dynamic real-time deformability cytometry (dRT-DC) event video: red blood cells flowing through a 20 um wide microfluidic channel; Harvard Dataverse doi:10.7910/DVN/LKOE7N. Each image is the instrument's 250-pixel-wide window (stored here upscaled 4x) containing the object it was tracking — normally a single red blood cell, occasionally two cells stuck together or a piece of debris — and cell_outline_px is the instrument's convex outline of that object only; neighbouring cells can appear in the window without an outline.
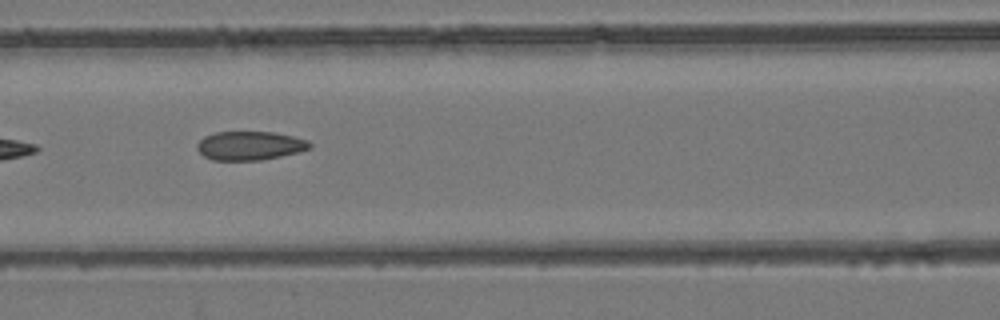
{"species": "common noctule bat (a hibernating species)", "species_latin": "Nyctalus noctula", "temperature_condition": "room temperature", "stored_images_in_passage": 10, "camera_frame_rate_fps": 3000, "um_per_image_px": 0.085, "animal": {"sex": "female", "body_mass_g": 24.6, "forearm_length_mm": 56.2}, "frame": {"image": 1, "passage_image": 7, "time_ms": 2.0, "image_size_px": [1000, 320], "cell_outline_px": [[312, 148], [300, 152], [260, 160], [212, 160], [204, 156], [196, 148], [196, 144], [204, 136], [216, 132], [272, 132], [292, 136], [308, 140], [312, 144]], "centroid_in_image_um": [21.24, 12.38], "position_along_channel_um": 145.4, "area_um2": 18.96}}
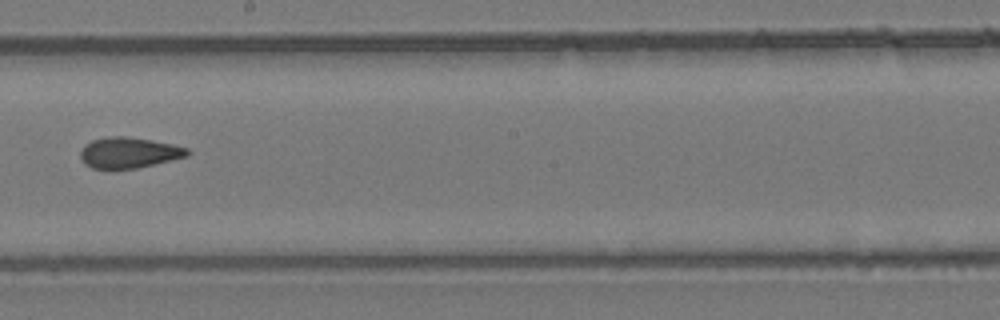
{"frame": {"image": 2, "passage_image": 9, "time_ms": 2.667, "image_size_px": [1000, 320], "cell_outline_px": [[192, 152], [188, 156], [136, 168], [92, 168], [84, 164], [80, 156], [80, 152], [84, 144], [92, 140], [108, 136], [128, 136], [172, 144], [188, 148]], "centroid_in_image_um": [10.95, 12.96], "position_along_channel_um": 237.3, "area_um2": 19.13}}
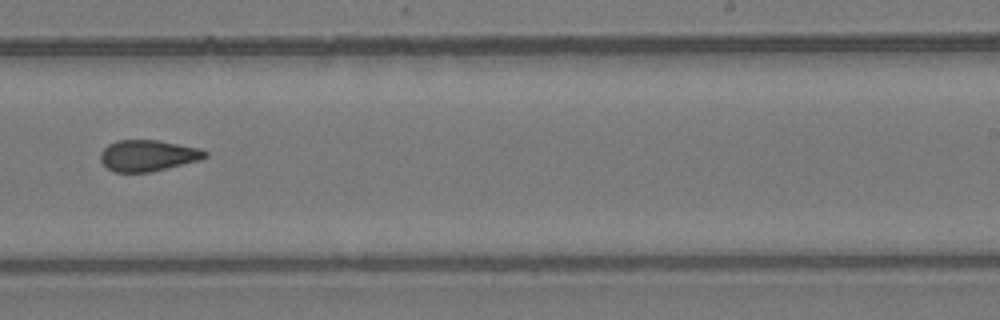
{"frame": {"image": 3, "passage_image": 10, "time_ms": 3.0, "image_size_px": [1000, 320], "cell_outline_px": [[208, 156], [200, 160], [148, 172], [112, 172], [100, 160], [100, 152], [108, 144], [116, 140], [156, 140], [200, 148], [208, 152]], "centroid_in_image_um": [12.55, 13.21], "position_along_channel_um": 276.4, "area_um2": 18.96}}